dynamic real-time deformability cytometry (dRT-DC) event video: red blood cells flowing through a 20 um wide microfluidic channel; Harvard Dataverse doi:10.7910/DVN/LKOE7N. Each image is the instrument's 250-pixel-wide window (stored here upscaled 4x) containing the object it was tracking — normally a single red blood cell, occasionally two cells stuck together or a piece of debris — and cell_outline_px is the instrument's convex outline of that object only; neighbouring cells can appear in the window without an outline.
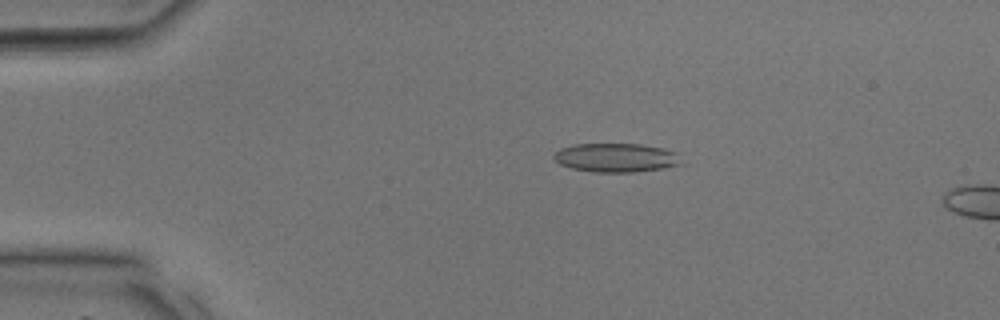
{"species": "common noctule bat (a hibernating species)", "species_latin": "Nyctalus noctula", "temperature_condition": "room temperature", "stored_images_in_passage": 11, "camera_frame_rate_fps": 3000, "um_per_image_px": 0.085, "animal": {"sex": "male", "body_mass_g": 17.9, "forearm_length_mm": 54.2}, "frame": {"image": 1, "passage_image": 8, "time_ms": 2.333, "image_size_px": [1000, 320], "cell_outline_px": [[688, 164], [664, 168], [636, 172], [596, 172], [572, 168], [560, 164], [552, 156], [560, 148], [572, 144], [640, 144], [664, 148], [676, 152]], "centroid_in_image_um": [52.46, 13.4], "position_along_channel_um": 32.5, "area_um2": 21.79}}